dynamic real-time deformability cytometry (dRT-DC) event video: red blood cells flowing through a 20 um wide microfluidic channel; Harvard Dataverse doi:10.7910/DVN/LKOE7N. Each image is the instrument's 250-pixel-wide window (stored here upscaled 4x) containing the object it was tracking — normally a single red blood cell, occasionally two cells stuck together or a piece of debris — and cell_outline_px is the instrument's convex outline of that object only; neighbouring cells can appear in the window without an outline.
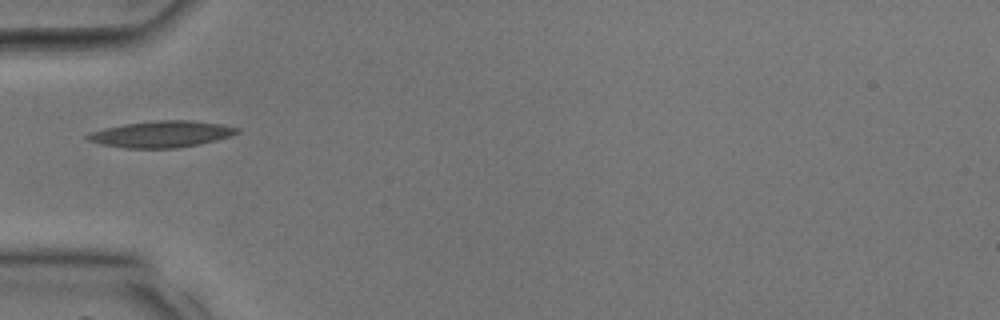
{"species": "common noctule bat (a hibernating species)", "species_latin": "Nyctalus noctula", "temperature_condition": "room temperature", "stored_images_in_passage": 25, "camera_frame_rate_fps": 3000, "um_per_image_px": 0.085, "animal": {"sex": "male", "body_mass_g": 17.9, "forearm_length_mm": 54.2}, "frame": {"image": 1, "passage_image": 1, "time_ms": 0.0, "image_size_px": [1000, 320], "cell_outline_px": [[240, 132], [232, 136], [200, 144], [176, 148], [124, 148], [100, 144], [88, 140], [84, 136], [92, 132], [104, 128], [124, 124], [156, 120], [188, 120], [220, 124], [240, 128]], "centroid_in_image_um": [13.73, 11.4], "position_along_channel_um": 71.3, "area_um2": 23.06}}
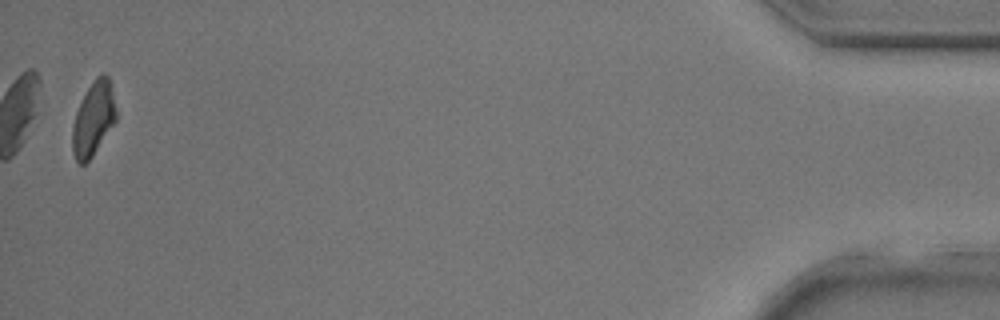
{"frame": {"image": 2, "passage_image": 25, "time_ms": 8.0, "image_size_px": [1000, 320], "cell_outline_px": [[116, 120], [92, 156], [84, 164], [80, 164], [76, 160], [72, 152], [72, 128], [76, 112], [88, 88], [96, 76], [104, 72], [108, 76], [112, 88], [116, 112]], "centroid_in_image_um": [7.93, 10.09], "position_along_channel_um": 427.3, "area_um2": 18.55}}